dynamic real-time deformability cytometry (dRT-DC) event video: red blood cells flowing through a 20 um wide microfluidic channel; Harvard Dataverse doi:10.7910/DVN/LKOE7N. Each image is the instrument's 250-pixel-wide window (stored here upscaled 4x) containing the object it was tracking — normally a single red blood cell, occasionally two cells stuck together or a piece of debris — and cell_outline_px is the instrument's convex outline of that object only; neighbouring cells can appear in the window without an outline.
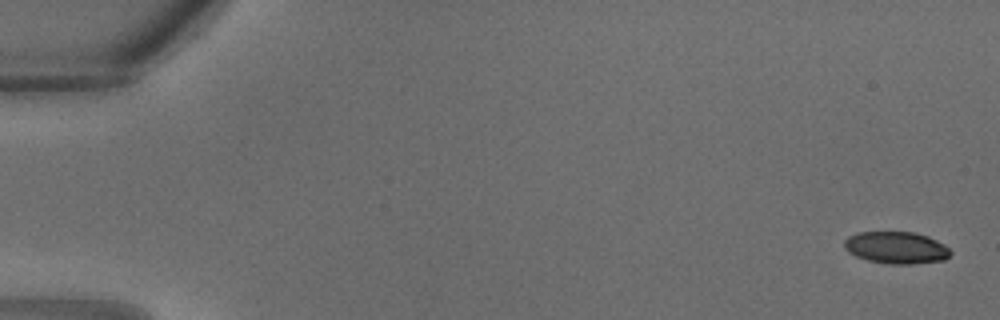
{"species": "common noctule bat (a hibernating species)", "species_latin": "Nyctalus noctula", "temperature_condition": "warm", "stored_images_in_passage": 21, "camera_frame_rate_fps": 3000, "um_per_image_px": 0.085, "animal": {"sex": "male", "body_mass_g": 18.8}, "frame": {"image": 1, "passage_image": 1, "time_ms": 0.0, "image_size_px": [1000, 320], "cell_outline_px": [[952, 252], [944, 260], [912, 264], [888, 264], [868, 260], [856, 256], [848, 252], [844, 248], [844, 240], [848, 236], [856, 232], [912, 232], [928, 236], [944, 244]], "centroid_in_image_um": [76.16, 21.05], "position_along_channel_um": 8.8, "area_um2": 19.88}}
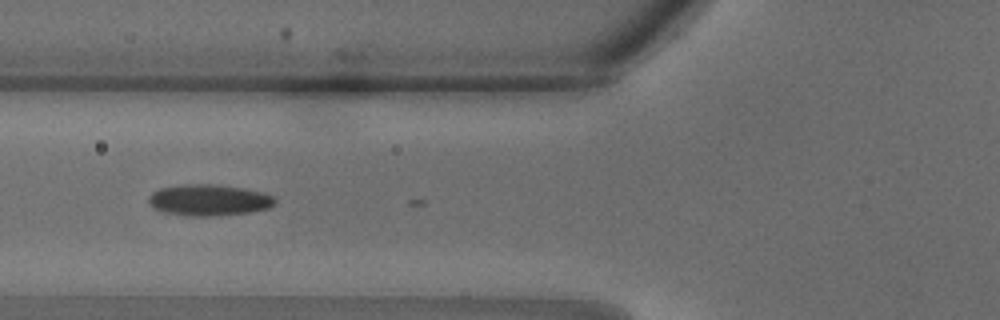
{"frame": {"image": 2, "passage_image": 13, "time_ms": 4.0, "image_size_px": [1000, 320], "cell_outline_px": [[276, 200], [268, 208], [248, 212], [220, 216], [188, 216], [164, 212], [156, 208], [148, 200], [148, 196], [152, 192], [160, 188], [184, 184], [212, 184], [244, 188], [260, 192], [272, 196]], "centroid_in_image_um": [17.73, 17.0], "position_along_channel_um": 108.1, "area_um2": 22.83}}
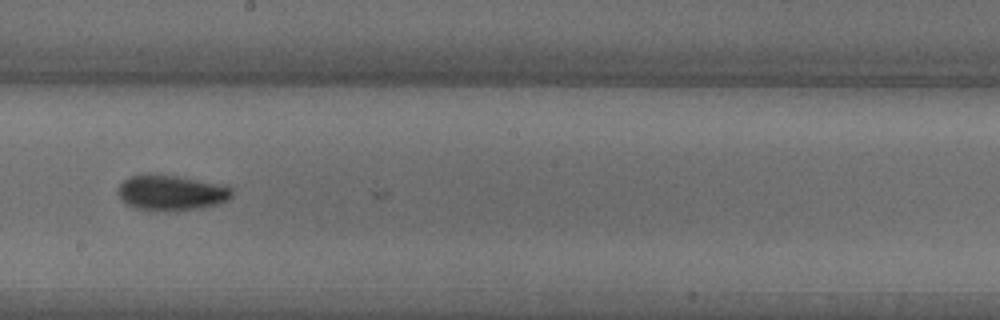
{"frame": {"image": 3, "passage_image": 19, "time_ms": 6.0, "image_size_px": [1000, 320], "cell_outline_px": [[232, 196], [228, 200], [204, 208], [136, 208], [120, 200], [116, 192], [120, 184], [128, 176], [176, 176], [224, 184], [232, 188]], "centroid_in_image_um": [14.59, 16.36], "position_along_channel_um": 233.6, "area_um2": 22.48}}